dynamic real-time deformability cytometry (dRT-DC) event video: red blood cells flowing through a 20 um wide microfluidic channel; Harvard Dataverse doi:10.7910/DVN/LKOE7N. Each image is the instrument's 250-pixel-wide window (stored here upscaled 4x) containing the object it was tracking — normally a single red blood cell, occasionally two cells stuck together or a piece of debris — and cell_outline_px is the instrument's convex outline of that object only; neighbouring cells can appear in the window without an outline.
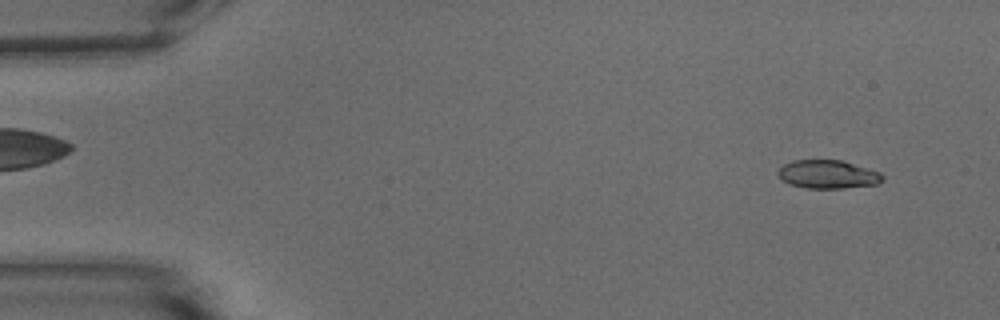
{"species": "common noctule bat (a hibernating species)", "species_latin": "Nyctalus noctula", "temperature_condition": "warm", "stored_images_in_passage": 54, "camera_frame_rate_fps": 3000, "um_per_image_px": 0.085, "animal": {"sex": "male", "body_mass_g": 15.6}, "frame": {"image": 1, "passage_image": 4, "time_ms": 1.0, "image_size_px": [1000, 320], "cell_outline_px": [[884, 180], [876, 184], [844, 188], [808, 188], [788, 184], [776, 172], [784, 164], [792, 160], [844, 160], [880, 172], [884, 176]], "centroid_in_image_um": [70.39, 14.81], "position_along_channel_um": 14.6, "area_um2": 17.34}}
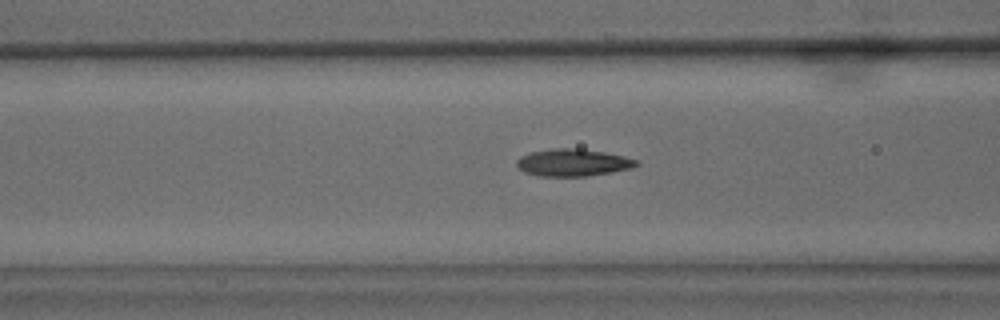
{"frame": {"image": 2, "passage_image": 21, "time_ms": 6.667, "image_size_px": [1000, 320], "cell_outline_px": [[640, 164], [632, 168], [612, 172], [584, 176], [540, 176], [524, 172], [516, 164], [516, 160], [520, 156], [528, 152], [552, 148], [580, 148], [604, 152], [624, 156], [636, 160]], "centroid_in_image_um": [48.68, 13.81], "position_along_channel_um": 117.9, "area_um2": 19.07}}
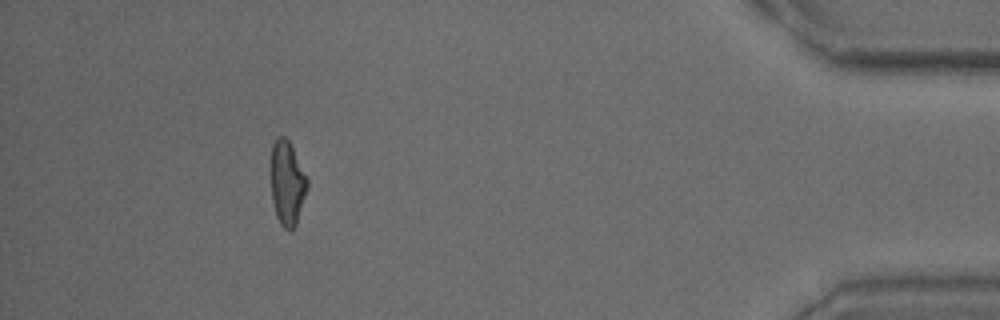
{"frame": {"image": 3, "passage_image": 49, "time_ms": 16.0, "image_size_px": [1000, 320], "cell_outline_px": [[308, 188], [296, 224], [292, 232], [288, 232], [280, 224], [276, 216], [272, 200], [272, 144], [276, 136], [284, 136], [288, 140], [308, 176]], "centroid_in_image_um": [24.43, 15.59], "position_along_channel_um": 410.8, "area_um2": 17.98}, "authors_computed_cell_mechanics": {"area_um2": 18.1492, "velocity_mm_per_s": 3.7493, "shape_relaxation_time_tau1_ms": 6.1033, "shape_relaxation_time_tau2_ms": 1.206, "deformation_change_tau1": 0.2224, "deformation_change_tau2": 0.0872}}